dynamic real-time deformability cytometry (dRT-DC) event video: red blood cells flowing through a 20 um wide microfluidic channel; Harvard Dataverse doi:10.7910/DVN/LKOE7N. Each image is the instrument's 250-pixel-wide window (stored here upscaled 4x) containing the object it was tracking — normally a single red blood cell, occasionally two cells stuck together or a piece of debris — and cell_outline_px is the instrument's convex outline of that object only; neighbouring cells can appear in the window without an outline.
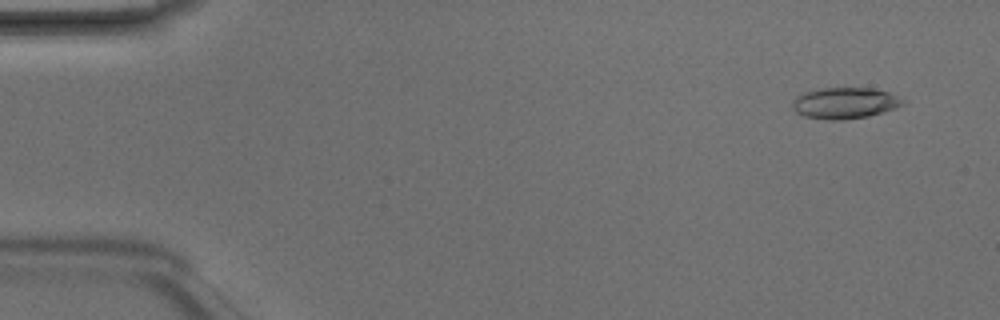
{"species": "Egyptian fruit bat (a non-hibernating species)", "species_latin": "Rousettus aegyptiacus", "temperature_condition": "room temperature", "stored_images_in_passage": 4, "camera_frame_rate_fps": 3000, "um_per_image_px": 0.085, "animal": {"sex": "male"}, "frame": {"image": 1, "passage_image": 1, "time_ms": 0.0, "image_size_px": [1000, 320], "cell_outline_px": [[908, 100], [904, 104], [896, 108], [884, 112], [868, 116], [844, 120], [828, 120], [804, 116], [796, 112], [792, 108], [792, 100], [796, 96], [804, 92], [824, 88], [872, 88], [888, 92], [900, 96]], "centroid_in_image_um": [71.84, 8.76], "position_along_channel_um": 13.2, "area_um2": 20.35}}
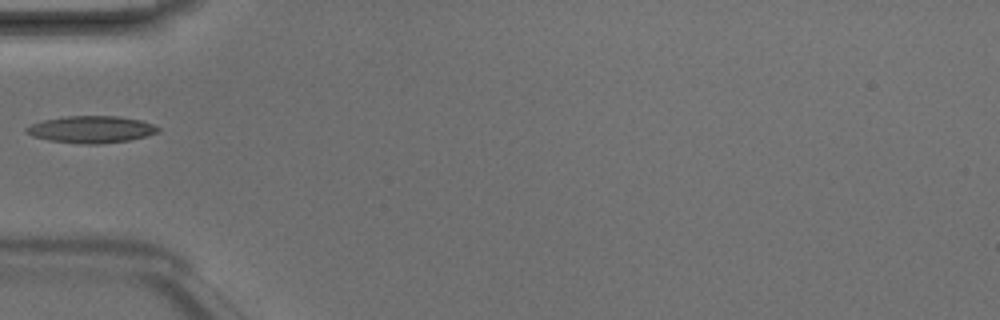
{"frame": {"image": 2, "passage_image": 4, "time_ms": 1.0, "image_size_px": [1000, 320], "cell_outline_px": [[160, 128], [156, 132], [148, 136], [128, 140], [100, 144], [84, 144], [48, 140], [32, 136], [24, 132], [24, 128], [32, 124], [44, 120], [68, 116], [120, 116], [140, 120], [152, 124]], "centroid_in_image_um": [7.73, 11.0], "position_along_channel_um": 77.3, "area_um2": 20.63}}